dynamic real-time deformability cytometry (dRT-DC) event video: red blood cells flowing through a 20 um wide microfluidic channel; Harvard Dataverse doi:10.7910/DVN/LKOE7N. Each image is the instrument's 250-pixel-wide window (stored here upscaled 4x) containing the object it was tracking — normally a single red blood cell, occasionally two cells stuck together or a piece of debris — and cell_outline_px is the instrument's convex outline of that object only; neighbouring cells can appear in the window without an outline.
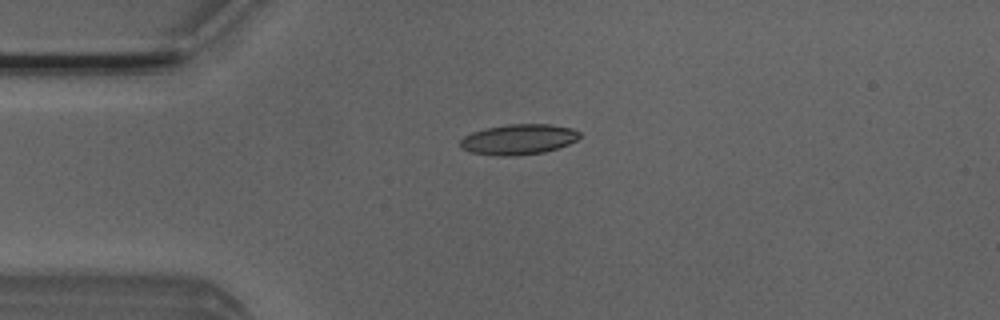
{"species": "Egyptian fruit bat (a non-hibernating species)", "species_latin": "Rousettus aegyptiacus", "temperature_condition": "room temperature", "stored_images_in_passage": 43, "camera_frame_rate_fps": 3000, "um_per_image_px": 0.085, "animal": {"sex": "male"}, "frame": {"image": 1, "passage_image": 3, "time_ms": 0.667, "image_size_px": [1000, 320], "cell_outline_px": [[580, 136], [576, 140], [568, 144], [544, 152], [516, 156], [496, 156], [468, 152], [460, 148], [460, 140], [464, 136], [472, 132], [484, 128], [508, 124], [548, 124], [572, 128], [580, 132]], "centroid_in_image_um": [44.03, 11.85], "position_along_channel_um": 41.0, "area_um2": 21.33}}
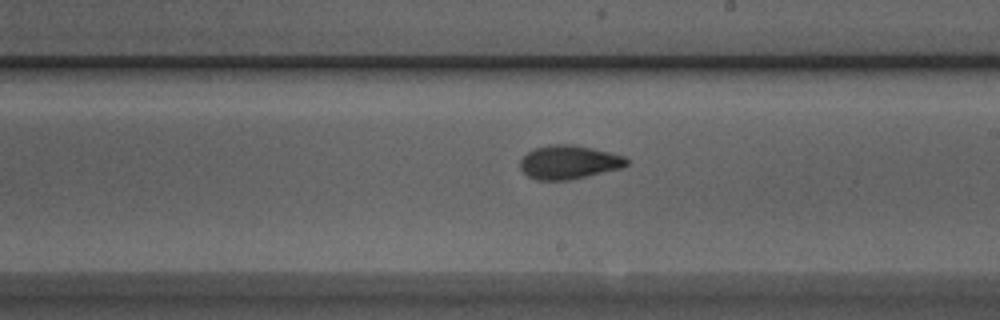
{"frame": {"image": 2, "passage_image": 20, "time_ms": 6.333, "image_size_px": [1000, 320], "cell_outline_px": [[628, 164], [624, 168], [588, 176], [568, 180], [536, 180], [528, 176], [520, 168], [520, 160], [532, 148], [548, 144], [572, 144], [592, 148], [624, 156], [628, 160]], "centroid_in_image_um": [48.35, 13.78], "position_along_channel_um": 240.6, "area_um2": 21.1}}
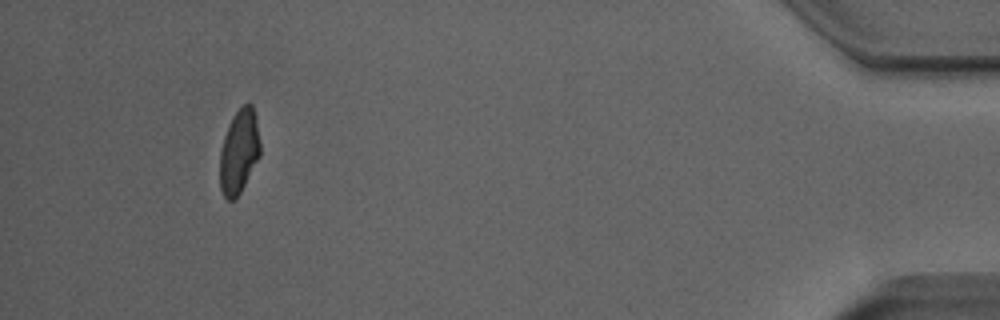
{"frame": {"image": 3, "passage_image": 39, "time_ms": 12.667, "image_size_px": [1000, 320], "cell_outline_px": [[260, 156], [240, 192], [232, 200], [228, 200], [224, 196], [220, 188], [220, 152], [224, 136], [228, 124], [232, 116], [248, 100], [252, 104], [256, 116], [260, 140]], "centroid_in_image_um": [20.33, 12.83], "position_along_channel_um": 414.9, "area_um2": 19.83}, "authors_computed_cell_mechanics": {"area_um2": 20.9236, "velocity_mm_per_s": 3.9211, "shape_relaxation_time_tau1_ms": 4.9889, "shape_relaxation_time_tau2_ms": 2.4359, "deformation_change_tau1": 0.1708, "deformation_change_tau2": 0.0735}}